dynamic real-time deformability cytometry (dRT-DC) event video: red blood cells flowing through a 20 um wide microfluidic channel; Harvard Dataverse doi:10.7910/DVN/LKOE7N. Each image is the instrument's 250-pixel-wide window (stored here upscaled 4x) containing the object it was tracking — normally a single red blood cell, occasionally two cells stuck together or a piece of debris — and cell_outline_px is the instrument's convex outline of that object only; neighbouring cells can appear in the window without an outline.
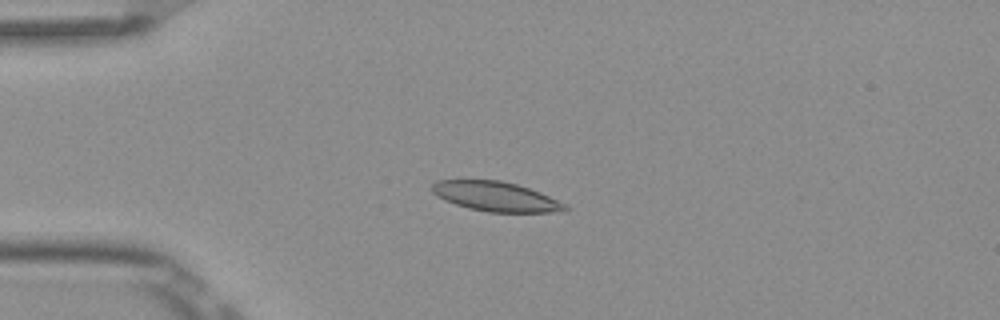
{"species": "Egyptian fruit bat (a non-hibernating species)", "species_latin": "Rousettus aegyptiacus", "temperature_condition": "room temperature", "stored_images_in_passage": 5, "camera_frame_rate_fps": 3000, "um_per_image_px": 0.085, "frame": {"image": 1, "passage_image": 3, "time_ms": 0.667, "image_size_px": [1000, 320], "cell_outline_px": [[568, 212], [488, 212], [468, 208], [444, 200], [436, 196], [432, 192], [432, 184], [436, 180], [500, 180], [516, 184], [540, 192], [568, 204]], "centroid_in_image_um": [42.18, 16.71], "position_along_channel_um": 42.8, "area_um2": 23.12}}
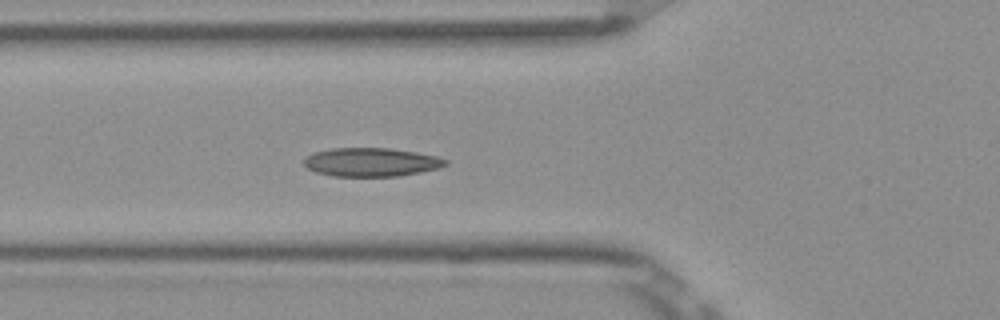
{"frame": {"image": 2, "passage_image": 5, "time_ms": 1.333, "image_size_px": [1000, 320], "cell_outline_px": [[448, 164], [440, 168], [400, 176], [332, 176], [316, 172], [308, 168], [304, 164], [304, 160], [308, 156], [316, 152], [332, 148], [388, 148], [416, 152], [436, 156], [448, 160]], "centroid_in_image_um": [31.59, 13.78], "position_along_channel_um": 94.2, "area_um2": 23.52}}